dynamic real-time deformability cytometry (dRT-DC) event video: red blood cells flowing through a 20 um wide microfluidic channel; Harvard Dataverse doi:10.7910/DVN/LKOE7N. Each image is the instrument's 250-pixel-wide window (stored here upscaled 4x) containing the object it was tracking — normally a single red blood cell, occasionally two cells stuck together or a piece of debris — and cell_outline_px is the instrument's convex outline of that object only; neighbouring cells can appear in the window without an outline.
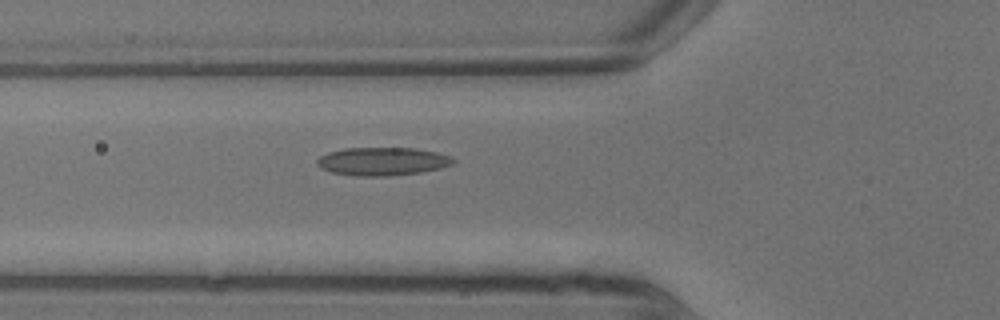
{"species": "common noctule bat (a hibernating species)", "species_latin": "Nyctalus noctula", "temperature_condition": "warm", "stored_images_in_passage": 7, "camera_frame_rate_fps": 3000, "um_per_image_px": 0.085, "animal": {"sex": "male", "body_mass_g": 13.3}, "frame": {"image": 1, "passage_image": 7, "time_ms": 2.0, "image_size_px": [1000, 320], "cell_outline_px": [[456, 164], [440, 168], [420, 172], [384, 176], [356, 176], [332, 172], [320, 168], [316, 164], [316, 160], [320, 156], [328, 152], [344, 148], [416, 148], [436, 152], [452, 156], [456, 160]], "centroid_in_image_um": [32.53, 13.71], "position_along_channel_um": 93.3, "area_um2": 22.48}}